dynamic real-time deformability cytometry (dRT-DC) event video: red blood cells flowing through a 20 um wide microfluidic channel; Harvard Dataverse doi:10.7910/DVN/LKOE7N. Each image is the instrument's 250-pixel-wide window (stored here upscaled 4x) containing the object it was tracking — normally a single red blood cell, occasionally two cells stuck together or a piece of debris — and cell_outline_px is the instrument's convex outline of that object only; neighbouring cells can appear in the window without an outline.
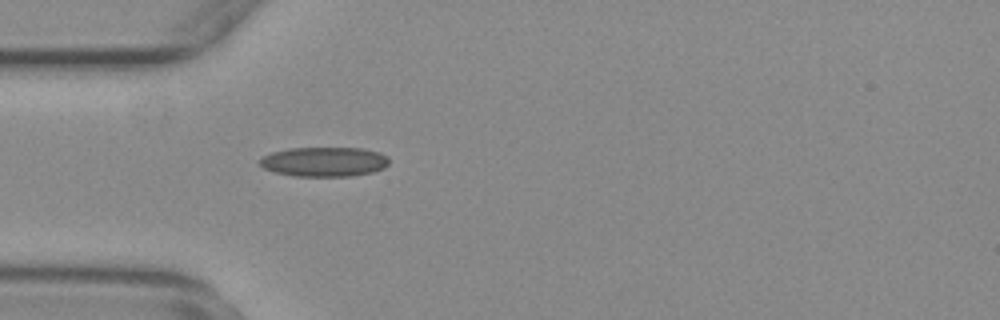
{"species": "common noctule bat (a hibernating species)", "species_latin": "Nyctalus noctula", "temperature_condition": "warm", "stored_images_in_passage": 27, "camera_frame_rate_fps": 3000, "um_per_image_px": 0.085, "animal": {"sex": "female", "body_mass_g": 29.2, "forearm_length_mm": 56.3}, "frame": {"image": 1, "passage_image": 1, "time_ms": 0.0, "image_size_px": [1000, 320], "cell_outline_px": [[388, 164], [384, 168], [372, 172], [352, 176], [296, 176], [276, 172], [264, 168], [260, 164], [260, 160], [264, 156], [272, 152], [288, 148], [360, 148], [380, 152], [388, 156]], "centroid_in_image_um": [27.59, 13.74], "position_along_channel_um": 57.4, "area_um2": 22.2}}
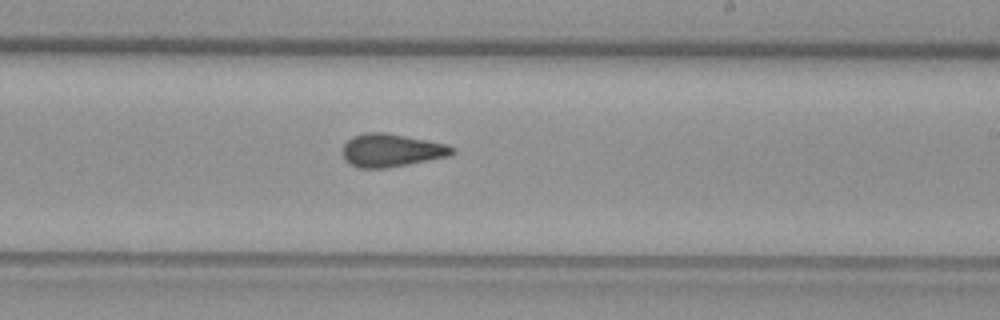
{"frame": {"image": 2, "passage_image": 17, "time_ms": 5.333, "image_size_px": [1000, 320], "cell_outline_px": [[456, 152], [448, 156], [388, 168], [360, 168], [348, 164], [344, 160], [340, 152], [344, 144], [352, 136], [364, 132], [384, 132], [448, 144], [456, 148]], "centroid_in_image_um": [33.23, 12.78], "position_along_channel_um": 255.8, "area_um2": 21.39}}
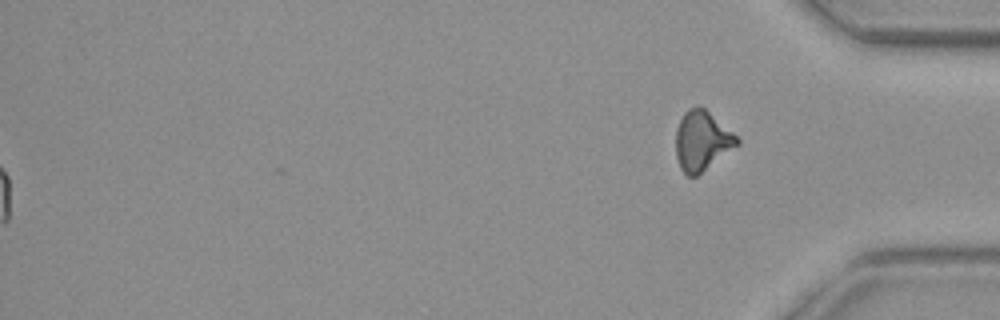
{"frame": {"image": 3, "passage_image": 27, "time_ms": 8.667, "image_size_px": [1000, 320], "cell_outline_px": [[740, 144], [696, 176], [688, 176], [680, 168], [676, 156], [676, 128], [684, 112], [688, 108], [700, 104], [732, 132], [740, 140]], "centroid_in_image_um": [59.65, 11.95], "position_along_channel_um": 375.5, "area_um2": 21.21}, "authors_computed_cell_mechanics": {"area_um2": 21.1548, "velocity_mm_per_s": 3.7704, "shape_relaxation_time_tau1_ms": null, "shape_relaxation_time_tau2_ms": 1.9045, "deformation_change_tau1": null, "deformation_change_tau2": 0.097}}